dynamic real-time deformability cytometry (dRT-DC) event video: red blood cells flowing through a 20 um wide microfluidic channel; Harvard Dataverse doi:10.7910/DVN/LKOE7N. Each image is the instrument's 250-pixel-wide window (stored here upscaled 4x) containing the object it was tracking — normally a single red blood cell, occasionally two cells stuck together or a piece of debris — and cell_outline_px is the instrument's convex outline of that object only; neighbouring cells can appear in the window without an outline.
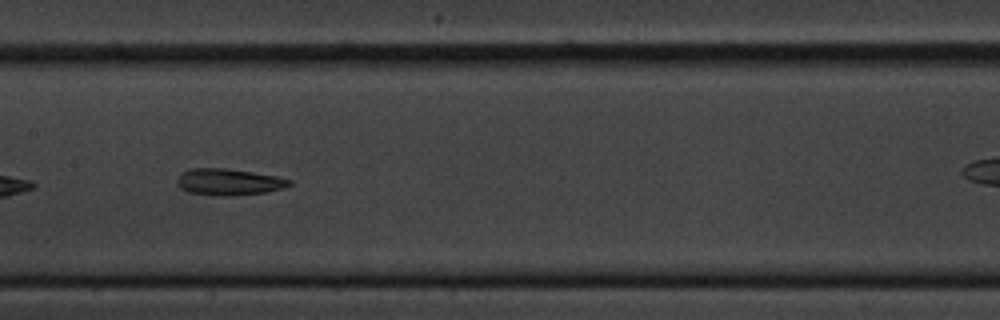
{"species": "common noctule bat (a hibernating species)", "species_latin": "Nyctalus noctula", "temperature_condition": "cold", "stored_images_in_passage": 45, "camera_frame_rate_fps": 3000, "um_per_image_px": 0.085, "animal": {"sex": "male", "body_mass_g": 20.1, "forearm_length_mm": 53.5}, "frame": {"image": 1, "passage_image": 14, "time_ms": 4.333, "image_size_px": [1000, 320], "cell_outline_px": [[292, 184], [284, 188], [264, 192], [228, 196], [216, 196], [188, 192], [180, 188], [176, 184], [176, 180], [180, 172], [192, 168], [228, 168], [276, 176], [292, 180]], "centroid_in_image_um": [19.4, 15.46], "position_along_channel_um": 188.0, "area_um2": 17.51}}
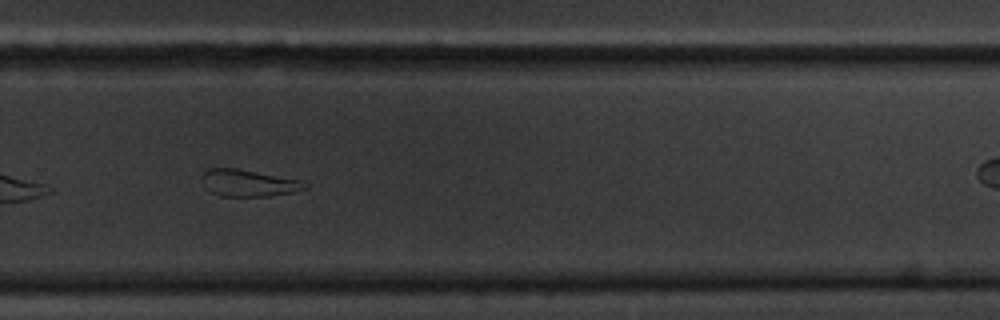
{"frame": {"image": 2, "passage_image": 25, "time_ms": 8.0, "image_size_px": [1000, 320], "cell_outline_px": [[308, 188], [292, 192], [268, 196], [220, 196], [204, 188], [200, 180], [200, 176], [208, 168], [236, 168], [300, 180], [308, 184]], "centroid_in_image_um": [21.06, 15.55], "position_along_channel_um": 308.7, "area_um2": 16.18}}
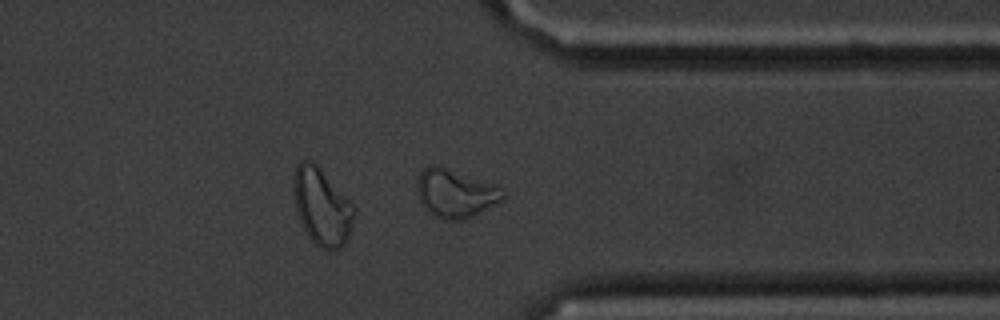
{"frame": {"image": 3, "passage_image": 31, "time_ms": 10.0, "image_size_px": [1000, 320], "cell_outline_px": [[508, 196], [472, 216], [460, 220], [444, 220], [432, 216], [420, 204], [416, 192], [416, 180], [420, 172], [428, 164], [436, 164], [492, 184], [500, 188]], "centroid_in_image_um": [38.61, 16.43], "position_along_channel_um": 372.8, "area_um2": 24.22}, "authors_computed_cell_mechanics": {"area_um2": 17.8024, "velocity_mm_per_s": 3.3173, "shape_relaxation_time_tau1_ms": null, "shape_relaxation_time_tau2_ms": 3.8554, "deformation_change_tau1": null, "deformation_change_tau2": 0.1075}}